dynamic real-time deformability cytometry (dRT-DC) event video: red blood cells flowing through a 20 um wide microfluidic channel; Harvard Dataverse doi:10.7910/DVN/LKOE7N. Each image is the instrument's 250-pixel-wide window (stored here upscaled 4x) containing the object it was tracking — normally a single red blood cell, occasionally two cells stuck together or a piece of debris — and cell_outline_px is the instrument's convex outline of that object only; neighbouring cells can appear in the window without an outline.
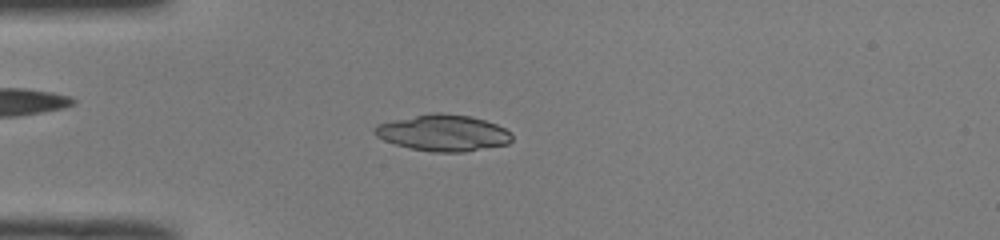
{"species": "common noctule bat (a hibernating species)", "species_latin": "Nyctalus noctula", "temperature_condition": "room temperature", "stored_images_in_passage": 49, "camera_frame_rate_fps": 3000, "um_per_image_px": 0.085, "animal": {"sex": "male", "body_mass_g": 19.0, "forearm_length_mm": 50.8}, "frame": {"image": 1, "passage_image": 13, "time_ms": 4.0, "image_size_px": [1000, 240], "cell_outline_px": [[512, 140], [508, 144], [464, 152], [432, 152], [412, 148], [396, 144], [384, 140], [376, 136], [372, 132], [372, 128], [376, 124], [432, 112], [440, 112], [472, 116], [496, 124], [504, 128], [512, 136]], "centroid_in_image_um": [37.65, 11.29], "position_along_channel_um": 47.3, "area_um2": 29.07}}
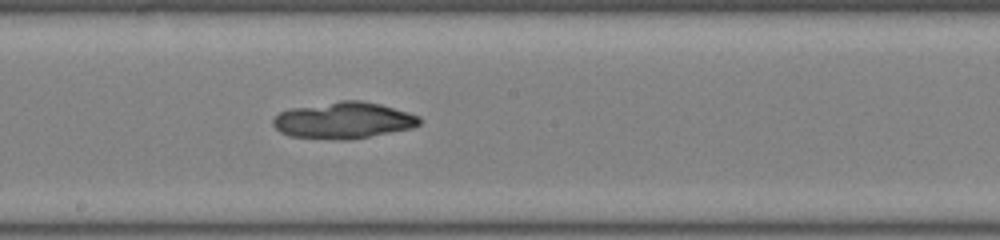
{"frame": {"image": 2, "passage_image": 27, "time_ms": 8.667, "image_size_px": [1000, 240], "cell_outline_px": [[420, 124], [412, 128], [348, 140], [340, 140], [288, 136], [280, 132], [272, 124], [272, 120], [280, 112], [288, 108], [340, 100], [360, 100], [380, 104], [420, 116]], "centroid_in_image_um": [29.16, 10.22], "position_along_channel_um": 219.0, "area_um2": 31.21}}
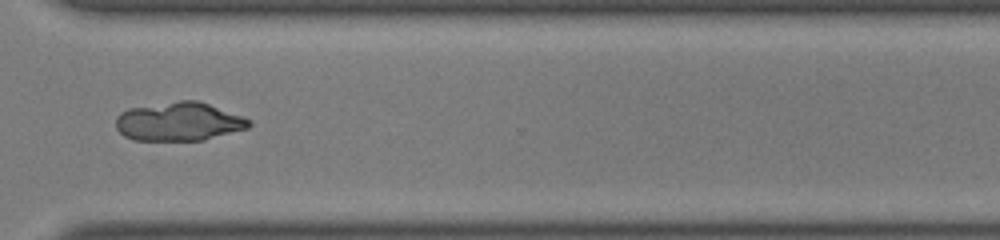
{"frame": {"image": 3, "passage_image": 37, "time_ms": 12.0, "image_size_px": [1000, 240], "cell_outline_px": [[252, 124], [248, 128], [204, 140], [132, 140], [124, 136], [116, 128], [116, 116], [120, 112], [128, 108], [180, 100], [196, 100], [208, 104], [252, 120]], "centroid_in_image_um": [15.18, 10.34], "position_along_channel_um": 355.4, "area_um2": 29.94}, "authors_computed_cell_mechanics": {"area_um2": 29.8826, "velocity_mm_per_s": 4.066, "shape_relaxation_time_tau1_ms": 7.322, "shape_relaxation_time_tau2_ms": null, "deformation_change_tau1": 0.2079, "deformation_change_tau2": null}}